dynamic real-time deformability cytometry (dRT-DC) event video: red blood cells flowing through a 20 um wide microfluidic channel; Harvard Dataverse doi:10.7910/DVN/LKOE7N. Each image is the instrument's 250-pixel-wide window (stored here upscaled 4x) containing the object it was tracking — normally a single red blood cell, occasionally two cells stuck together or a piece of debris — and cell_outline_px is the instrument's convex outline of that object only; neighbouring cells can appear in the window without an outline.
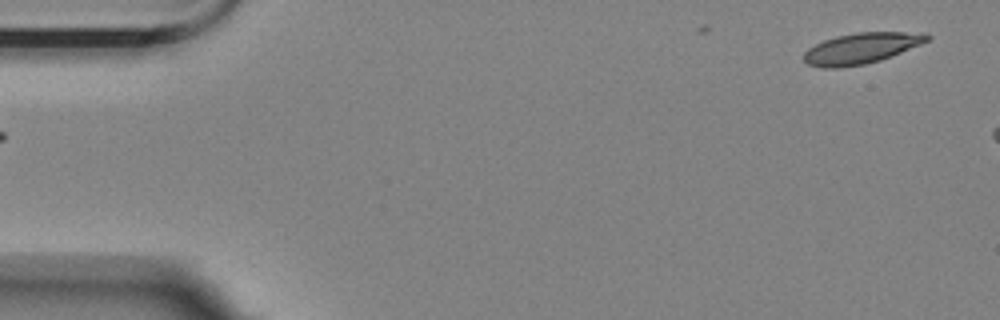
{"species": "Egyptian fruit bat (a non-hibernating species)", "species_latin": "Rousettus aegyptiacus", "temperature_condition": "room temperature", "stored_images_in_passage": 6, "camera_frame_rate_fps": 3000, "um_per_image_px": 0.085, "animal": {"sex": "female"}, "frame": {"image": 1, "passage_image": 6, "time_ms": 5.667, "image_size_px": [1000, 320], "cell_outline_px": [[932, 36], [928, 40], [920, 44], [892, 56], [880, 60], [864, 64], [840, 68], [820, 68], [808, 64], [804, 60], [804, 52], [808, 48], [824, 40], [836, 36], [856, 32], [928, 32]], "centroid_in_image_um": [73.22, 4.1], "position_along_channel_um": 11.8, "area_um2": 22.25}}